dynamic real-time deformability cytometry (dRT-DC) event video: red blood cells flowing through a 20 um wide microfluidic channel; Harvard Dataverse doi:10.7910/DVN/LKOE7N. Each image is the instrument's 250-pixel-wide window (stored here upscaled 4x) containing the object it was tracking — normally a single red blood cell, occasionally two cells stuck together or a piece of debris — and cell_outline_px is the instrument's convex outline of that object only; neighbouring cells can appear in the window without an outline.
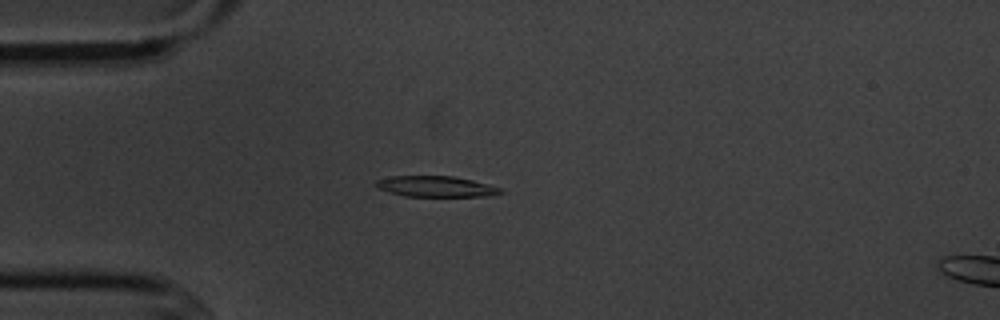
{"species": "common noctule bat (a hibernating species)", "species_latin": "Nyctalus noctula", "temperature_condition": "cold", "stored_images_in_passage": 7, "camera_frame_rate_fps": 3000, "um_per_image_px": 0.085, "animal": {"sex": "male", "body_mass_g": 20.1, "forearm_length_mm": 53.5}, "frame": {"image": 1, "passage_image": 5, "time_ms": 4.667, "image_size_px": [1000, 320], "cell_outline_px": [[504, 192], [492, 196], [404, 196], [388, 192], [372, 184], [376, 180], [388, 176], [452, 176], [472, 180], [488, 184], [500, 188]], "centroid_in_image_um": [37.02, 15.85], "position_along_channel_um": 48.0, "area_um2": 15.14}}
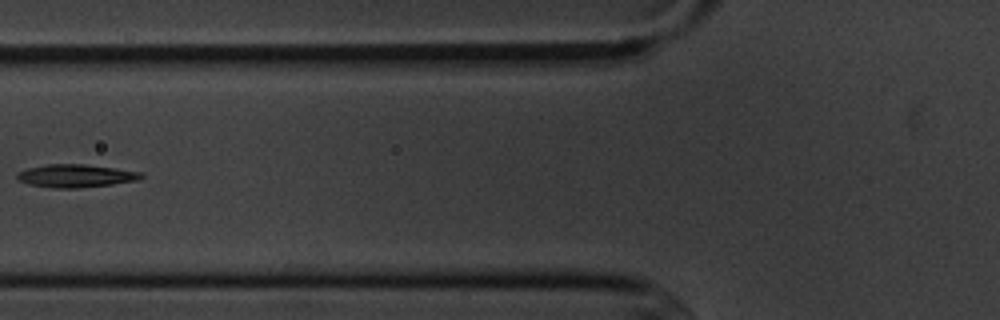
{"frame": {"image": 2, "passage_image": 7, "time_ms": 7.0, "image_size_px": [1000, 320], "cell_outline_px": [[144, 176], [140, 180], [112, 184], [80, 188], [52, 188], [28, 184], [20, 180], [16, 176], [16, 172], [28, 168], [48, 164], [84, 164], [144, 172]], "centroid_in_image_um": [6.47, 14.95], "position_along_channel_um": 119.3, "area_um2": 16.7}}